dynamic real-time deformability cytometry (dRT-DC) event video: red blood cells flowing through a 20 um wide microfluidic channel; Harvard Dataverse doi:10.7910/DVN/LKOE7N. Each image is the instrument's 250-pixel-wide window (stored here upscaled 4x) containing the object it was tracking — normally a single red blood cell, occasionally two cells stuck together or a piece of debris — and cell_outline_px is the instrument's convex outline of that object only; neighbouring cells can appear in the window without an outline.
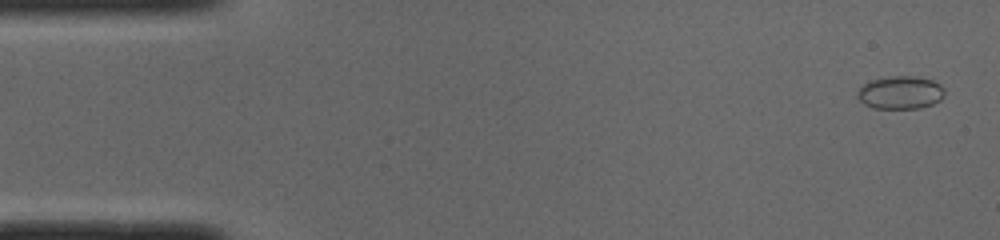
{"species": "common noctule bat (a hibernating species)", "species_latin": "Nyctalus noctula", "temperature_condition": "cold", "stored_images_in_passage": 50, "camera_frame_rate_fps": 3000, "um_per_image_px": 0.085, "animal": {"sex": "male", "body_mass_g": 19.0, "forearm_length_mm": 50.8}, "frame": {"image": 1, "passage_image": 2, "time_ms": 0.333, "image_size_px": [1000, 240], "cell_outline_px": [[944, 96], [940, 100], [932, 104], [920, 108], [872, 108], [864, 104], [856, 96], [856, 92], [864, 84], [872, 80], [892, 76], [912, 76], [932, 80], [940, 84], [944, 88]], "centroid_in_image_um": [76.53, 7.87], "position_along_channel_um": 8.5, "area_um2": 16.7}}
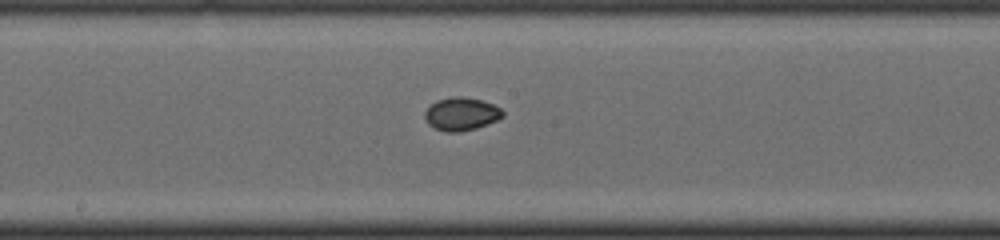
{"frame": {"image": 2, "passage_image": 26, "time_ms": 8.333, "image_size_px": [1000, 240], "cell_outline_px": [[504, 116], [496, 120], [476, 128], [460, 132], [444, 132], [432, 128], [428, 124], [424, 116], [424, 112], [436, 100], [452, 96], [460, 96], [480, 100], [492, 104], [500, 108], [504, 112]], "centroid_in_image_um": [39.17, 9.7], "position_along_channel_um": 209.0, "area_um2": 15.03}}
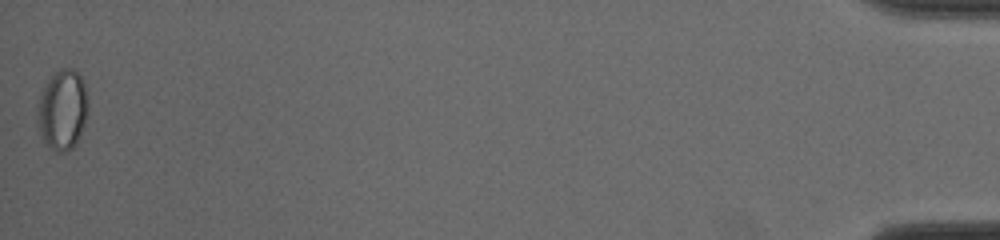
{"frame": {"image": 3, "passage_image": 50, "time_ms": 16.333, "image_size_px": [1000, 240], "cell_outline_px": [[88, 116], [72, 148], [64, 152], [56, 152], [44, 140], [40, 128], [40, 96], [48, 80], [60, 68], [72, 68], [80, 72], [84, 84], [88, 100]], "centroid_in_image_um": [5.38, 9.28], "position_along_channel_um": 429.8, "area_um2": 22.89}, "authors_computed_cell_mechanics": {"area_um2": 15.028, "velocity_mm_per_s": 4.0105, "shape_relaxation_time_tau1_ms": 2.9178, "shape_relaxation_time_tau2_ms": null, "deformation_change_tau1": 0.0697, "deformation_change_tau2": null}}